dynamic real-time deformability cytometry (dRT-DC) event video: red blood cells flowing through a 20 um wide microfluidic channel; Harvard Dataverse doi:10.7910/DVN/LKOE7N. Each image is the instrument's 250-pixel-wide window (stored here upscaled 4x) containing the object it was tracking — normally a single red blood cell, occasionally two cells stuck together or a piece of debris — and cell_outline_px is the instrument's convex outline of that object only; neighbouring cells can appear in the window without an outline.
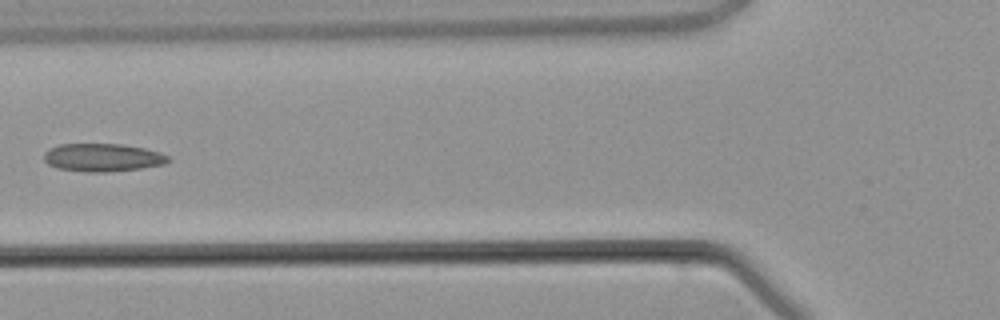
{"species": "common noctule bat (a hibernating species)", "species_latin": "Nyctalus noctula", "temperature_condition": "warm", "stored_images_in_passage": 5, "camera_frame_rate_fps": 3000, "um_per_image_px": 0.085, "animal": {"sex": "male", "body_mass_g": 21.5, "forearm_length_mm": 52.0}, "frame": {"image": 1, "passage_image": 5, "time_ms": 4.667, "image_size_px": [1000, 320], "cell_outline_px": [[172, 160], [164, 164], [140, 168], [108, 172], [88, 172], [56, 168], [48, 164], [44, 160], [44, 152], [48, 148], [60, 144], [120, 144], [144, 148], [160, 152], [168, 156]], "centroid_in_image_um": [8.71, 13.39], "position_along_channel_um": 117.1, "area_um2": 20.35}}